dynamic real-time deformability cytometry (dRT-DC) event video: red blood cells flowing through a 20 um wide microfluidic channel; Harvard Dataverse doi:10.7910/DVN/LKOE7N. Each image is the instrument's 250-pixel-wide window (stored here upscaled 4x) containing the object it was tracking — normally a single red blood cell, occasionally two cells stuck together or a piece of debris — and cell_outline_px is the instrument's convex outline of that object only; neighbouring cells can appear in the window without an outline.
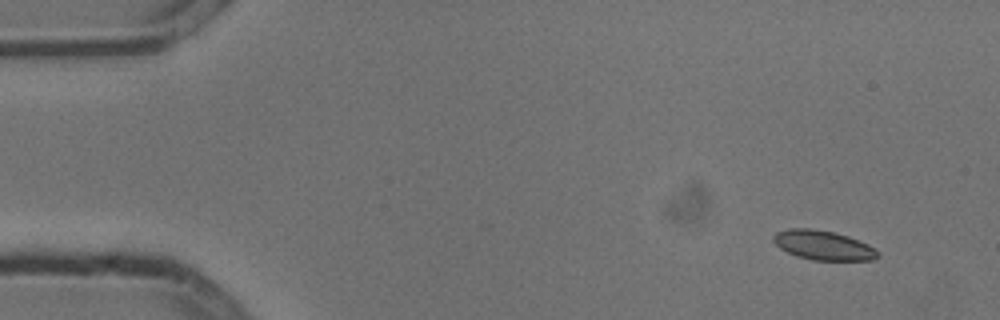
{"species": "common noctule bat (a hibernating species)", "species_latin": "Nyctalus noctula", "temperature_condition": "cold", "stored_images_in_passage": 4, "camera_frame_rate_fps": 3000, "um_per_image_px": 0.085, "animal": {"sex": "male", "body_mass_g": 13.3}, "frame": {"image": 1, "passage_image": 1, "time_ms": 0.0, "image_size_px": [1000, 320], "cell_outline_px": [[880, 256], [872, 260], [812, 260], [796, 256], [780, 248], [772, 240], [772, 236], [776, 232], [788, 228], [812, 228], [836, 232], [848, 236], [868, 244], [876, 248], [880, 252]], "centroid_in_image_um": [69.98, 20.84], "position_along_channel_um": 15.0, "area_um2": 18.15}}
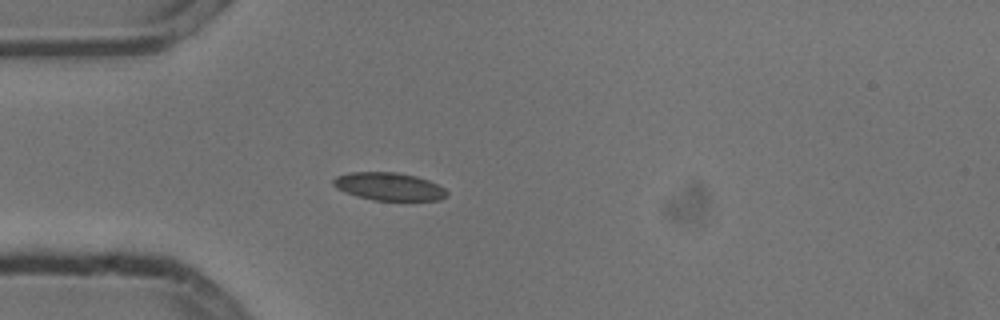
{"frame": {"image": 2, "passage_image": 4, "time_ms": 1.0, "image_size_px": [1000, 320], "cell_outline_px": [[448, 196], [440, 200], [372, 200], [356, 196], [344, 192], [336, 188], [332, 184], [332, 180], [336, 176], [352, 172], [396, 172], [416, 176], [428, 180], [444, 188], [448, 192]], "centroid_in_image_um": [33.05, 15.85], "position_along_channel_um": 52.0, "area_um2": 18.5}}